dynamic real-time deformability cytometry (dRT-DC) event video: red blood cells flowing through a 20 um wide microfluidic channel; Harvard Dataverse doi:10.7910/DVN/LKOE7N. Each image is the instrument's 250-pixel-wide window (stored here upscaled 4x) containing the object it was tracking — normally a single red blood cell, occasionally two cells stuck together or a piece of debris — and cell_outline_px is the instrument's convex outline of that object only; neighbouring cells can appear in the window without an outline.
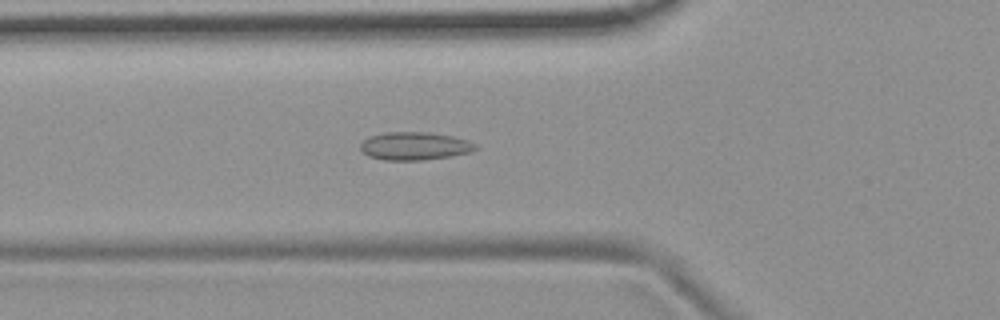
{"species": "common noctule bat (a hibernating species)", "species_latin": "Nyctalus noctula", "temperature_condition": "room temperature", "stored_images_in_passage": 38, "camera_frame_rate_fps": 3000, "um_per_image_px": 0.085, "animal": {"sex": "female", "body_mass_g": 19.9}, "frame": {"image": 1, "passage_image": 3, "time_ms": 0.667, "image_size_px": [1000, 320], "cell_outline_px": [[476, 148], [472, 152], [452, 156], [424, 160], [384, 160], [368, 156], [360, 152], [360, 144], [368, 136], [384, 132], [428, 132], [452, 136], [468, 140], [476, 144]], "centroid_in_image_um": [35.21, 12.41], "position_along_channel_um": 90.6, "area_um2": 19.02}}
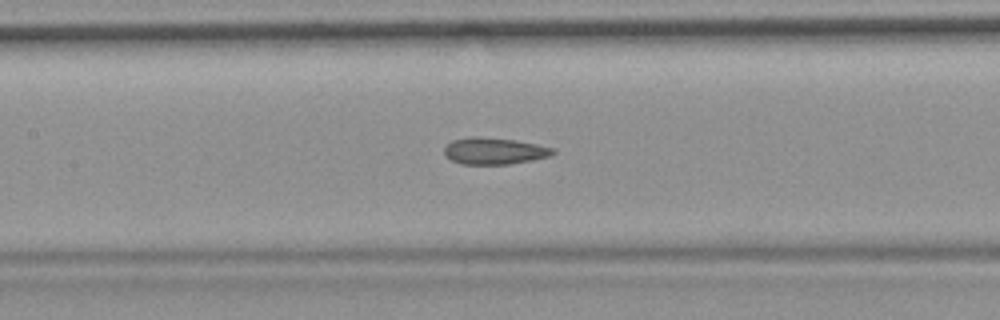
{"frame": {"image": 2, "passage_image": 9, "time_ms": 2.667, "image_size_px": [1000, 320], "cell_outline_px": [[556, 152], [552, 156], [532, 160], [508, 164], [460, 164], [444, 156], [444, 148], [452, 140], [472, 136], [476, 136], [516, 140], [556, 148]], "centroid_in_image_um": [42.03, 12.83], "position_along_channel_um": 165.4, "area_um2": 17.05}}
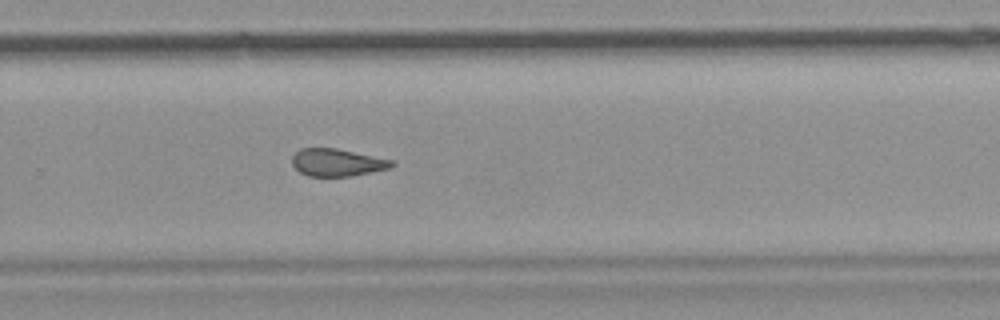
{"frame": {"image": 3, "passage_image": 20, "time_ms": 6.333, "image_size_px": [1000, 320], "cell_outline_px": [[396, 164], [388, 168], [352, 176], [308, 176], [300, 172], [292, 164], [292, 156], [300, 148], [336, 148], [396, 160]], "centroid_in_image_um": [28.68, 13.8], "position_along_channel_um": 301.1, "area_um2": 16.01}, "authors_computed_cell_mechanics": {"area_um2": 16.762, "velocity_mm_per_s": 3.7119, "shape_relaxation_time_tau1_ms": null, "shape_relaxation_time_tau2_ms": 3.2107, "deformation_change_tau1": null, "deformation_change_tau2": 0.1037}}